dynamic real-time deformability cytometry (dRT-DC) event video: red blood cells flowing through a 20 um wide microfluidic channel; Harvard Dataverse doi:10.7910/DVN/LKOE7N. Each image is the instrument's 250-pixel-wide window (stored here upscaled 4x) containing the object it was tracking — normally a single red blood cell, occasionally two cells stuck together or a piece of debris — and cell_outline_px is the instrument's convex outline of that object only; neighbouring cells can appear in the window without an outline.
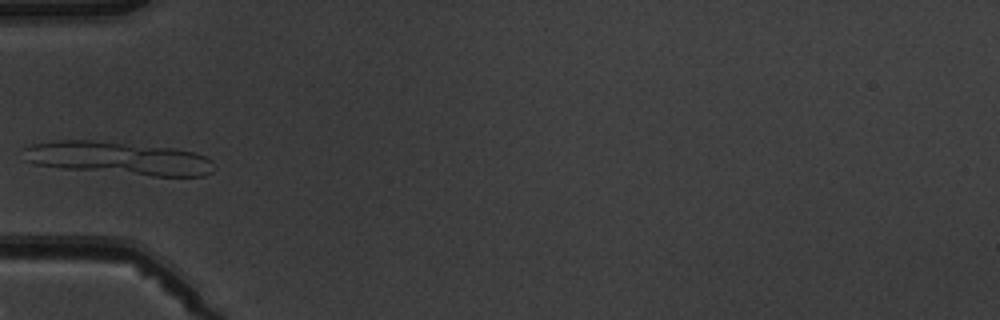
{"species": "common noctule bat (a hibernating species)", "species_latin": "Nyctalus noctula", "temperature_condition": "warm", "stored_images_in_passage": 4, "camera_frame_rate_fps": 3000, "um_per_image_px": 0.085, "animal": {"sex": "male", "body_mass_g": 19.5, "forearm_length_mm": 54.6}, "frame": {"image": 1, "passage_image": 4, "time_ms": 3.667, "image_size_px": [1000, 320], "cell_outline_px": [[216, 168], [212, 172], [204, 176], [152, 176], [64, 168], [32, 164], [24, 160], [24, 148], [32, 144], [56, 140], [92, 140], [176, 148], [196, 152], [212, 160]], "centroid_in_image_um": [10.1, 13.45], "position_along_channel_um": 74.9, "area_um2": 36.88}}